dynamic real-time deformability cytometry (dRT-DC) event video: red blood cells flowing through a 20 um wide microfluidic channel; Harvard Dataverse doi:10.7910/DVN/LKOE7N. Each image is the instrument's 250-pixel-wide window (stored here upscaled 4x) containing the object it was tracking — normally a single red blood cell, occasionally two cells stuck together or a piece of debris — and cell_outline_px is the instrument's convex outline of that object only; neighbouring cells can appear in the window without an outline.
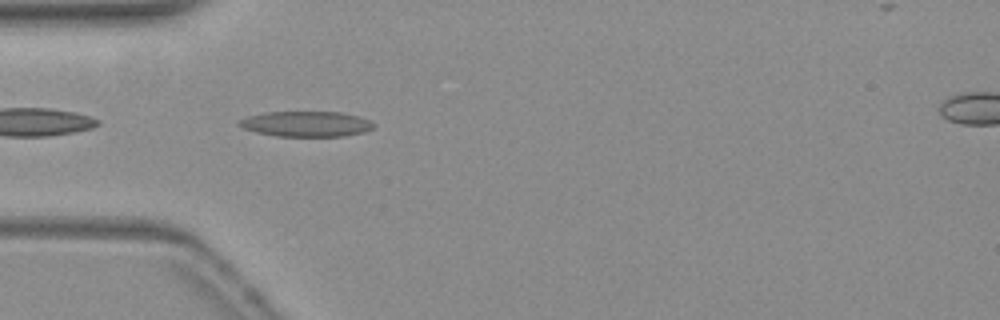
{"species": "common noctule bat (a hibernating species)", "species_latin": "Nyctalus noctula", "temperature_condition": "warm", "stored_images_in_passage": 39, "camera_frame_rate_fps": 3000, "um_per_image_px": 0.085, "animal": {"sex": "female", "body_mass_g": 19.3, "forearm_length_mm": 54.1}, "frame": {"image": 1, "passage_image": 2, "time_ms": 0.333, "image_size_px": [1000, 320], "cell_outline_px": [[376, 124], [372, 128], [364, 132], [344, 136], [276, 136], [256, 132], [244, 128], [236, 124], [236, 120], [248, 116], [264, 112], [340, 112], [360, 116]], "centroid_in_image_um": [26.0, 10.53], "position_along_channel_um": 59.0, "area_um2": 20.0}}
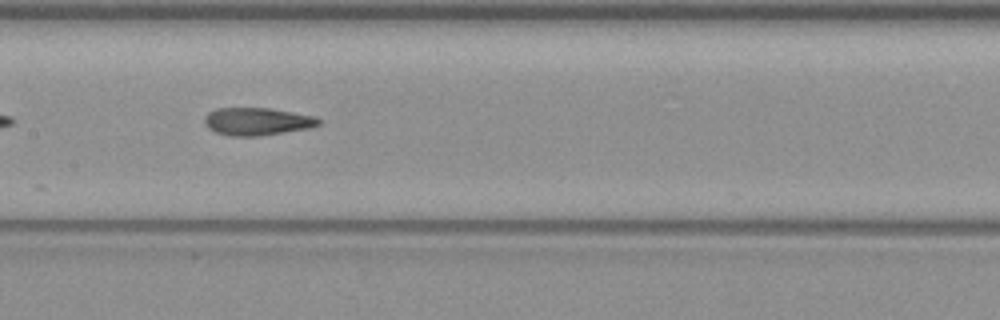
{"frame": {"image": 2, "passage_image": 12, "time_ms": 3.667, "image_size_px": [1000, 320], "cell_outline_px": [[320, 124], [308, 128], [260, 136], [228, 136], [216, 132], [208, 128], [204, 120], [204, 116], [208, 112], [216, 108], [268, 108], [292, 112], [312, 116], [320, 120]], "centroid_in_image_um": [21.8, 10.32], "position_along_channel_um": 185.6, "area_um2": 18.26}}
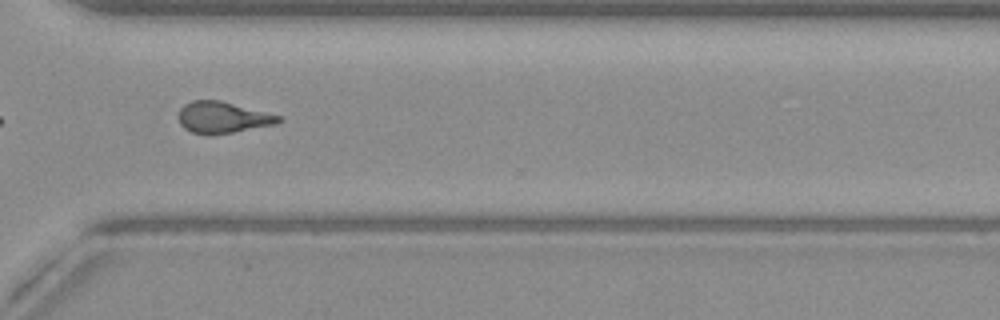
{"frame": {"image": 3, "passage_image": 25, "time_ms": 8.0, "image_size_px": [1000, 320], "cell_outline_px": [[284, 120], [276, 124], [212, 136], [208, 136], [192, 132], [184, 128], [180, 124], [176, 116], [180, 108], [184, 104], [192, 100], [220, 100], [280, 116]], "centroid_in_image_um": [18.87, 9.99], "position_along_channel_um": 351.7, "area_um2": 18.55}, "authors_computed_cell_mechanics": {"area_um2": 18.5538, "velocity_mm_per_s": 3.845, "shape_relaxation_time_tau1_ms": null, "shape_relaxation_time_tau2_ms": 2.2584, "deformation_change_tau1": null, "deformation_change_tau2": 0.1094}}